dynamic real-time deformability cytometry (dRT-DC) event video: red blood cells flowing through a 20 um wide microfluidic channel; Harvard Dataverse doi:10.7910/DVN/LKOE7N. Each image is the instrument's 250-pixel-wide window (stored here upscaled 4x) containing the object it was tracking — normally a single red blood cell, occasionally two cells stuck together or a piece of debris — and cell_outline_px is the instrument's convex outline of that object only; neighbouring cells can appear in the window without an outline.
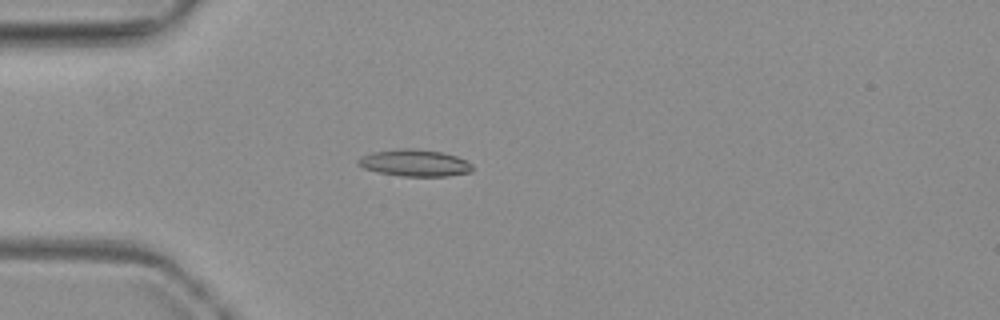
{"species": "common noctule bat (a hibernating species)", "species_latin": "Nyctalus noctula", "temperature_condition": "warm", "stored_images_in_passage": 2, "camera_frame_rate_fps": 3000, "um_per_image_px": 0.085, "animal": {"sex": "female", "body_mass_g": 19.3, "forearm_length_mm": 54.1}, "frame": {"image": 1, "passage_image": 2, "time_ms": 2.0, "image_size_px": [1000, 320], "cell_outline_px": [[472, 172], [448, 176], [400, 176], [376, 172], [364, 168], [356, 164], [356, 160], [360, 156], [372, 152], [400, 148], [412, 148], [440, 152], [456, 156], [472, 164]], "centroid_in_image_um": [35.19, 13.85], "position_along_channel_um": 49.8, "area_um2": 17.98}}